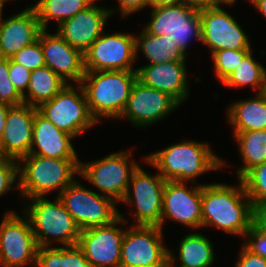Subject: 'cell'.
Returning <instances> with one entry per match:
<instances>
[{
    "mask_svg": "<svg viewBox=\"0 0 266 267\" xmlns=\"http://www.w3.org/2000/svg\"><path fill=\"white\" fill-rule=\"evenodd\" d=\"M126 226L128 224L119 216L110 224L81 230L77 245L91 267H120L121 243Z\"/></svg>",
    "mask_w": 266,
    "mask_h": 267,
    "instance_id": "obj_17",
    "label": "cell"
},
{
    "mask_svg": "<svg viewBox=\"0 0 266 267\" xmlns=\"http://www.w3.org/2000/svg\"><path fill=\"white\" fill-rule=\"evenodd\" d=\"M37 111V107L25 103L9 109L0 140L1 157L19 160L29 155Z\"/></svg>",
    "mask_w": 266,
    "mask_h": 267,
    "instance_id": "obj_21",
    "label": "cell"
},
{
    "mask_svg": "<svg viewBox=\"0 0 266 267\" xmlns=\"http://www.w3.org/2000/svg\"><path fill=\"white\" fill-rule=\"evenodd\" d=\"M67 84L48 66L32 70L27 91L23 95L24 103L38 107L41 103L51 100Z\"/></svg>",
    "mask_w": 266,
    "mask_h": 267,
    "instance_id": "obj_28",
    "label": "cell"
},
{
    "mask_svg": "<svg viewBox=\"0 0 266 267\" xmlns=\"http://www.w3.org/2000/svg\"><path fill=\"white\" fill-rule=\"evenodd\" d=\"M37 110L74 139L98 125L89 111L87 97L81 84H67L51 100L41 103Z\"/></svg>",
    "mask_w": 266,
    "mask_h": 267,
    "instance_id": "obj_9",
    "label": "cell"
},
{
    "mask_svg": "<svg viewBox=\"0 0 266 267\" xmlns=\"http://www.w3.org/2000/svg\"><path fill=\"white\" fill-rule=\"evenodd\" d=\"M136 34L137 33H135L136 62L139 60L140 54L147 60L145 64L186 61L188 58L183 54L180 48L175 46L166 36L151 35L143 28L141 32H138V35Z\"/></svg>",
    "mask_w": 266,
    "mask_h": 267,
    "instance_id": "obj_26",
    "label": "cell"
},
{
    "mask_svg": "<svg viewBox=\"0 0 266 267\" xmlns=\"http://www.w3.org/2000/svg\"><path fill=\"white\" fill-rule=\"evenodd\" d=\"M181 105L167 93L151 88L138 79L134 83L130 97L119 120H127L136 129L160 123Z\"/></svg>",
    "mask_w": 266,
    "mask_h": 267,
    "instance_id": "obj_15",
    "label": "cell"
},
{
    "mask_svg": "<svg viewBox=\"0 0 266 267\" xmlns=\"http://www.w3.org/2000/svg\"><path fill=\"white\" fill-rule=\"evenodd\" d=\"M188 61H171L158 64L140 65L137 68V79L143 84L167 93L180 105L190 97Z\"/></svg>",
    "mask_w": 266,
    "mask_h": 267,
    "instance_id": "obj_20",
    "label": "cell"
},
{
    "mask_svg": "<svg viewBox=\"0 0 266 267\" xmlns=\"http://www.w3.org/2000/svg\"><path fill=\"white\" fill-rule=\"evenodd\" d=\"M253 225L260 232H266V203L253 206Z\"/></svg>",
    "mask_w": 266,
    "mask_h": 267,
    "instance_id": "obj_41",
    "label": "cell"
},
{
    "mask_svg": "<svg viewBox=\"0 0 266 267\" xmlns=\"http://www.w3.org/2000/svg\"><path fill=\"white\" fill-rule=\"evenodd\" d=\"M42 29L38 41L43 50L45 66L68 84H80L84 75V53L69 45L55 30Z\"/></svg>",
    "mask_w": 266,
    "mask_h": 267,
    "instance_id": "obj_18",
    "label": "cell"
},
{
    "mask_svg": "<svg viewBox=\"0 0 266 267\" xmlns=\"http://www.w3.org/2000/svg\"><path fill=\"white\" fill-rule=\"evenodd\" d=\"M132 149L130 146L126 150L111 152L104 158L92 161L80 160L79 178L89 182L100 195L110 197L120 204L127 192L133 172L141 164V161L138 163L132 156Z\"/></svg>",
    "mask_w": 266,
    "mask_h": 267,
    "instance_id": "obj_6",
    "label": "cell"
},
{
    "mask_svg": "<svg viewBox=\"0 0 266 267\" xmlns=\"http://www.w3.org/2000/svg\"><path fill=\"white\" fill-rule=\"evenodd\" d=\"M205 233L197 231L187 232L180 238L176 254L169 249V267H212L217 260L214 246ZM177 260V261H176ZM179 266H177V264Z\"/></svg>",
    "mask_w": 266,
    "mask_h": 267,
    "instance_id": "obj_24",
    "label": "cell"
},
{
    "mask_svg": "<svg viewBox=\"0 0 266 267\" xmlns=\"http://www.w3.org/2000/svg\"><path fill=\"white\" fill-rule=\"evenodd\" d=\"M3 9H0V27H1V23H2V20H3Z\"/></svg>",
    "mask_w": 266,
    "mask_h": 267,
    "instance_id": "obj_49",
    "label": "cell"
},
{
    "mask_svg": "<svg viewBox=\"0 0 266 267\" xmlns=\"http://www.w3.org/2000/svg\"><path fill=\"white\" fill-rule=\"evenodd\" d=\"M36 267H91L82 249L76 244L39 247Z\"/></svg>",
    "mask_w": 266,
    "mask_h": 267,
    "instance_id": "obj_31",
    "label": "cell"
},
{
    "mask_svg": "<svg viewBox=\"0 0 266 267\" xmlns=\"http://www.w3.org/2000/svg\"><path fill=\"white\" fill-rule=\"evenodd\" d=\"M238 0H208V6H227V8H229V6H234L235 3L237 4ZM246 2H249V0H246Z\"/></svg>",
    "mask_w": 266,
    "mask_h": 267,
    "instance_id": "obj_44",
    "label": "cell"
},
{
    "mask_svg": "<svg viewBox=\"0 0 266 267\" xmlns=\"http://www.w3.org/2000/svg\"><path fill=\"white\" fill-rule=\"evenodd\" d=\"M251 50H219L211 54L213 71L222 83Z\"/></svg>",
    "mask_w": 266,
    "mask_h": 267,
    "instance_id": "obj_33",
    "label": "cell"
},
{
    "mask_svg": "<svg viewBox=\"0 0 266 267\" xmlns=\"http://www.w3.org/2000/svg\"><path fill=\"white\" fill-rule=\"evenodd\" d=\"M10 108H11L10 106H4L0 104V140L5 128L6 117Z\"/></svg>",
    "mask_w": 266,
    "mask_h": 267,
    "instance_id": "obj_42",
    "label": "cell"
},
{
    "mask_svg": "<svg viewBox=\"0 0 266 267\" xmlns=\"http://www.w3.org/2000/svg\"><path fill=\"white\" fill-rule=\"evenodd\" d=\"M261 94L266 99V75H265V78H264V83H263V88H262Z\"/></svg>",
    "mask_w": 266,
    "mask_h": 267,
    "instance_id": "obj_47",
    "label": "cell"
},
{
    "mask_svg": "<svg viewBox=\"0 0 266 267\" xmlns=\"http://www.w3.org/2000/svg\"><path fill=\"white\" fill-rule=\"evenodd\" d=\"M137 80V71L110 70L85 72L81 81L92 117L101 124L103 119H119L131 89Z\"/></svg>",
    "mask_w": 266,
    "mask_h": 267,
    "instance_id": "obj_5",
    "label": "cell"
},
{
    "mask_svg": "<svg viewBox=\"0 0 266 267\" xmlns=\"http://www.w3.org/2000/svg\"><path fill=\"white\" fill-rule=\"evenodd\" d=\"M12 0H0V9H4L5 5ZM15 1V0H14Z\"/></svg>",
    "mask_w": 266,
    "mask_h": 267,
    "instance_id": "obj_48",
    "label": "cell"
},
{
    "mask_svg": "<svg viewBox=\"0 0 266 267\" xmlns=\"http://www.w3.org/2000/svg\"><path fill=\"white\" fill-rule=\"evenodd\" d=\"M201 16V43L210 55L219 50H252L250 36L232 13L222 6H204Z\"/></svg>",
    "mask_w": 266,
    "mask_h": 267,
    "instance_id": "obj_13",
    "label": "cell"
},
{
    "mask_svg": "<svg viewBox=\"0 0 266 267\" xmlns=\"http://www.w3.org/2000/svg\"><path fill=\"white\" fill-rule=\"evenodd\" d=\"M203 183L166 181L163 190L161 226L169 221L179 223L189 230L202 228ZM189 186V187H188Z\"/></svg>",
    "mask_w": 266,
    "mask_h": 267,
    "instance_id": "obj_16",
    "label": "cell"
},
{
    "mask_svg": "<svg viewBox=\"0 0 266 267\" xmlns=\"http://www.w3.org/2000/svg\"><path fill=\"white\" fill-rule=\"evenodd\" d=\"M31 70L9 58V78L14 87L23 96L28 88Z\"/></svg>",
    "mask_w": 266,
    "mask_h": 267,
    "instance_id": "obj_37",
    "label": "cell"
},
{
    "mask_svg": "<svg viewBox=\"0 0 266 267\" xmlns=\"http://www.w3.org/2000/svg\"><path fill=\"white\" fill-rule=\"evenodd\" d=\"M166 181L199 184L198 177L228 166L226 159L211 148L209 142L184 139L141 157Z\"/></svg>",
    "mask_w": 266,
    "mask_h": 267,
    "instance_id": "obj_2",
    "label": "cell"
},
{
    "mask_svg": "<svg viewBox=\"0 0 266 267\" xmlns=\"http://www.w3.org/2000/svg\"><path fill=\"white\" fill-rule=\"evenodd\" d=\"M159 226L128 225L121 243L120 267H169V247Z\"/></svg>",
    "mask_w": 266,
    "mask_h": 267,
    "instance_id": "obj_11",
    "label": "cell"
},
{
    "mask_svg": "<svg viewBox=\"0 0 266 267\" xmlns=\"http://www.w3.org/2000/svg\"><path fill=\"white\" fill-rule=\"evenodd\" d=\"M250 3L248 4H252V6H254V9L257 10V12H259L262 16H264L263 18H266V0H249ZM266 20V19H265Z\"/></svg>",
    "mask_w": 266,
    "mask_h": 267,
    "instance_id": "obj_43",
    "label": "cell"
},
{
    "mask_svg": "<svg viewBox=\"0 0 266 267\" xmlns=\"http://www.w3.org/2000/svg\"><path fill=\"white\" fill-rule=\"evenodd\" d=\"M79 181L76 179L58 196L78 227L85 230L114 222L119 217V204Z\"/></svg>",
    "mask_w": 266,
    "mask_h": 267,
    "instance_id": "obj_10",
    "label": "cell"
},
{
    "mask_svg": "<svg viewBox=\"0 0 266 267\" xmlns=\"http://www.w3.org/2000/svg\"><path fill=\"white\" fill-rule=\"evenodd\" d=\"M241 164L236 167V179H241L254 166L266 162V129L232 133Z\"/></svg>",
    "mask_w": 266,
    "mask_h": 267,
    "instance_id": "obj_27",
    "label": "cell"
},
{
    "mask_svg": "<svg viewBox=\"0 0 266 267\" xmlns=\"http://www.w3.org/2000/svg\"><path fill=\"white\" fill-rule=\"evenodd\" d=\"M234 267H266V258L253 253L243 243Z\"/></svg>",
    "mask_w": 266,
    "mask_h": 267,
    "instance_id": "obj_40",
    "label": "cell"
},
{
    "mask_svg": "<svg viewBox=\"0 0 266 267\" xmlns=\"http://www.w3.org/2000/svg\"><path fill=\"white\" fill-rule=\"evenodd\" d=\"M22 202H25L22 213L29 219L39 247L78 243L81 229L58 196L52 201L47 197H35Z\"/></svg>",
    "mask_w": 266,
    "mask_h": 267,
    "instance_id": "obj_4",
    "label": "cell"
},
{
    "mask_svg": "<svg viewBox=\"0 0 266 267\" xmlns=\"http://www.w3.org/2000/svg\"><path fill=\"white\" fill-rule=\"evenodd\" d=\"M11 59L31 71L45 66L43 50L38 40L19 50Z\"/></svg>",
    "mask_w": 266,
    "mask_h": 267,
    "instance_id": "obj_36",
    "label": "cell"
},
{
    "mask_svg": "<svg viewBox=\"0 0 266 267\" xmlns=\"http://www.w3.org/2000/svg\"><path fill=\"white\" fill-rule=\"evenodd\" d=\"M253 49L242 59L237 67L221 83L223 87L240 90L242 87H250L253 93H261L266 75L263 63L257 61L253 55Z\"/></svg>",
    "mask_w": 266,
    "mask_h": 267,
    "instance_id": "obj_30",
    "label": "cell"
},
{
    "mask_svg": "<svg viewBox=\"0 0 266 267\" xmlns=\"http://www.w3.org/2000/svg\"><path fill=\"white\" fill-rule=\"evenodd\" d=\"M165 183L166 180L157 170L156 174H151L145 168L143 169V165H139L133 172L127 192L120 202V205L123 203L126 206L131 205L128 211L130 217L127 218L120 209L119 216L128 225L160 227ZM131 221L134 223L132 224Z\"/></svg>",
    "mask_w": 266,
    "mask_h": 267,
    "instance_id": "obj_7",
    "label": "cell"
},
{
    "mask_svg": "<svg viewBox=\"0 0 266 267\" xmlns=\"http://www.w3.org/2000/svg\"><path fill=\"white\" fill-rule=\"evenodd\" d=\"M242 243L253 253L266 258V232H260L253 225Z\"/></svg>",
    "mask_w": 266,
    "mask_h": 267,
    "instance_id": "obj_39",
    "label": "cell"
},
{
    "mask_svg": "<svg viewBox=\"0 0 266 267\" xmlns=\"http://www.w3.org/2000/svg\"><path fill=\"white\" fill-rule=\"evenodd\" d=\"M179 4H188L194 6L196 9L208 6V0H179Z\"/></svg>",
    "mask_w": 266,
    "mask_h": 267,
    "instance_id": "obj_45",
    "label": "cell"
},
{
    "mask_svg": "<svg viewBox=\"0 0 266 267\" xmlns=\"http://www.w3.org/2000/svg\"><path fill=\"white\" fill-rule=\"evenodd\" d=\"M225 109L226 122L232 126L231 133L266 129V99L261 93L231 101Z\"/></svg>",
    "mask_w": 266,
    "mask_h": 267,
    "instance_id": "obj_25",
    "label": "cell"
},
{
    "mask_svg": "<svg viewBox=\"0 0 266 267\" xmlns=\"http://www.w3.org/2000/svg\"><path fill=\"white\" fill-rule=\"evenodd\" d=\"M73 139L37 111L29 154L51 158H79Z\"/></svg>",
    "mask_w": 266,
    "mask_h": 267,
    "instance_id": "obj_23",
    "label": "cell"
},
{
    "mask_svg": "<svg viewBox=\"0 0 266 267\" xmlns=\"http://www.w3.org/2000/svg\"><path fill=\"white\" fill-rule=\"evenodd\" d=\"M134 63L137 64L135 34L130 32L106 33L105 30L84 53L85 72L137 71Z\"/></svg>",
    "mask_w": 266,
    "mask_h": 267,
    "instance_id": "obj_14",
    "label": "cell"
},
{
    "mask_svg": "<svg viewBox=\"0 0 266 267\" xmlns=\"http://www.w3.org/2000/svg\"><path fill=\"white\" fill-rule=\"evenodd\" d=\"M97 1L55 29L69 45L83 53L102 35L111 18L108 6H98Z\"/></svg>",
    "mask_w": 266,
    "mask_h": 267,
    "instance_id": "obj_19",
    "label": "cell"
},
{
    "mask_svg": "<svg viewBox=\"0 0 266 267\" xmlns=\"http://www.w3.org/2000/svg\"><path fill=\"white\" fill-rule=\"evenodd\" d=\"M118 4L116 8L111 6L108 8L110 15H115L114 13H119L123 18L130 17L131 15L140 12L141 10L149 8V0H116ZM119 10V11H118Z\"/></svg>",
    "mask_w": 266,
    "mask_h": 267,
    "instance_id": "obj_38",
    "label": "cell"
},
{
    "mask_svg": "<svg viewBox=\"0 0 266 267\" xmlns=\"http://www.w3.org/2000/svg\"><path fill=\"white\" fill-rule=\"evenodd\" d=\"M95 0H38L31 4L35 9L40 26L48 29L51 21L58 27L62 22L70 19L89 7ZM50 20V21H49Z\"/></svg>",
    "mask_w": 266,
    "mask_h": 267,
    "instance_id": "obj_29",
    "label": "cell"
},
{
    "mask_svg": "<svg viewBox=\"0 0 266 267\" xmlns=\"http://www.w3.org/2000/svg\"><path fill=\"white\" fill-rule=\"evenodd\" d=\"M20 200L56 196L80 175V158H51L29 154L18 160ZM22 198V199H21Z\"/></svg>",
    "mask_w": 266,
    "mask_h": 267,
    "instance_id": "obj_3",
    "label": "cell"
},
{
    "mask_svg": "<svg viewBox=\"0 0 266 267\" xmlns=\"http://www.w3.org/2000/svg\"><path fill=\"white\" fill-rule=\"evenodd\" d=\"M14 210L0 223V267H36L38 244L29 219Z\"/></svg>",
    "mask_w": 266,
    "mask_h": 267,
    "instance_id": "obj_12",
    "label": "cell"
},
{
    "mask_svg": "<svg viewBox=\"0 0 266 267\" xmlns=\"http://www.w3.org/2000/svg\"><path fill=\"white\" fill-rule=\"evenodd\" d=\"M23 103V96L9 78V58H0V104L13 107Z\"/></svg>",
    "mask_w": 266,
    "mask_h": 267,
    "instance_id": "obj_34",
    "label": "cell"
},
{
    "mask_svg": "<svg viewBox=\"0 0 266 267\" xmlns=\"http://www.w3.org/2000/svg\"><path fill=\"white\" fill-rule=\"evenodd\" d=\"M241 180L253 206L266 203V162L254 166Z\"/></svg>",
    "mask_w": 266,
    "mask_h": 267,
    "instance_id": "obj_32",
    "label": "cell"
},
{
    "mask_svg": "<svg viewBox=\"0 0 266 267\" xmlns=\"http://www.w3.org/2000/svg\"><path fill=\"white\" fill-rule=\"evenodd\" d=\"M41 30L36 11L31 5L4 17L0 27V58H12L22 48L32 45Z\"/></svg>",
    "mask_w": 266,
    "mask_h": 267,
    "instance_id": "obj_22",
    "label": "cell"
},
{
    "mask_svg": "<svg viewBox=\"0 0 266 267\" xmlns=\"http://www.w3.org/2000/svg\"><path fill=\"white\" fill-rule=\"evenodd\" d=\"M19 191V165L13 158H0V198Z\"/></svg>",
    "mask_w": 266,
    "mask_h": 267,
    "instance_id": "obj_35",
    "label": "cell"
},
{
    "mask_svg": "<svg viewBox=\"0 0 266 267\" xmlns=\"http://www.w3.org/2000/svg\"><path fill=\"white\" fill-rule=\"evenodd\" d=\"M236 185L210 182L202 185V228L242 237L253 226V205L241 179Z\"/></svg>",
    "mask_w": 266,
    "mask_h": 267,
    "instance_id": "obj_1",
    "label": "cell"
},
{
    "mask_svg": "<svg viewBox=\"0 0 266 267\" xmlns=\"http://www.w3.org/2000/svg\"><path fill=\"white\" fill-rule=\"evenodd\" d=\"M179 0H149V8L158 6V5H178Z\"/></svg>",
    "mask_w": 266,
    "mask_h": 267,
    "instance_id": "obj_46",
    "label": "cell"
},
{
    "mask_svg": "<svg viewBox=\"0 0 266 267\" xmlns=\"http://www.w3.org/2000/svg\"><path fill=\"white\" fill-rule=\"evenodd\" d=\"M150 20L143 29L155 36H166L187 57L190 41L201 42V16L192 5H158L149 8Z\"/></svg>",
    "mask_w": 266,
    "mask_h": 267,
    "instance_id": "obj_8",
    "label": "cell"
}]
</instances>
